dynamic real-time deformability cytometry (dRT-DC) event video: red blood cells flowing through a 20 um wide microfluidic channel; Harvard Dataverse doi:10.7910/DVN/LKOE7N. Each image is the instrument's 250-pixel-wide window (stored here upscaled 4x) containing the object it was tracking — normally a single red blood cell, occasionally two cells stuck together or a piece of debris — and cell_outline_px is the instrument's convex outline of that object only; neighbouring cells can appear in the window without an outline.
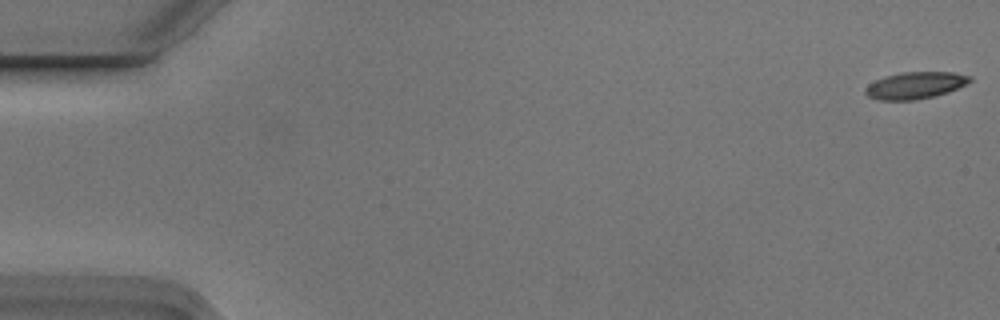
{"species": "Egyptian fruit bat (a non-hibernating species)", "species_latin": "Rousettus aegyptiacus", "temperature_condition": "cold", "stored_images_in_passage": 6, "camera_frame_rate_fps": 3000, "um_per_image_px": 0.085, "animal": {"sex": "male"}, "frame": {"image": 1, "passage_image": 1, "time_ms": 0.0, "image_size_px": [1000, 320], "cell_outline_px": [[972, 80], [968, 84], [948, 92], [936, 96], [916, 100], [876, 100], [868, 96], [864, 92], [864, 88], [868, 84], [884, 76], [900, 72], [952, 72], [972, 76]], "centroid_in_image_um": [77.8, 7.26], "position_along_channel_um": 7.2, "area_um2": 16.65}}
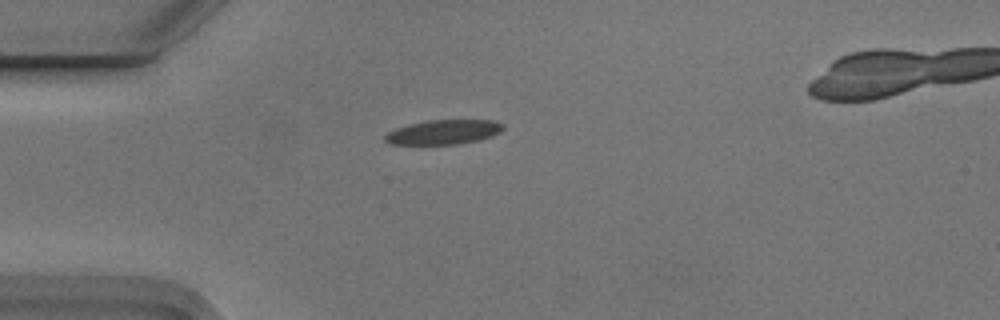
{"frame": {"image": 2, "passage_image": 5, "time_ms": 1.333, "image_size_px": [1000, 320], "cell_outline_px": [[504, 128], [500, 132], [492, 136], [480, 140], [460, 144], [388, 144], [384, 140], [384, 136], [388, 132], [396, 128], [408, 124], [428, 120], [492, 120], [504, 124]], "centroid_in_image_um": [37.71, 11.23], "position_along_channel_um": 47.3, "area_um2": 16.99}}